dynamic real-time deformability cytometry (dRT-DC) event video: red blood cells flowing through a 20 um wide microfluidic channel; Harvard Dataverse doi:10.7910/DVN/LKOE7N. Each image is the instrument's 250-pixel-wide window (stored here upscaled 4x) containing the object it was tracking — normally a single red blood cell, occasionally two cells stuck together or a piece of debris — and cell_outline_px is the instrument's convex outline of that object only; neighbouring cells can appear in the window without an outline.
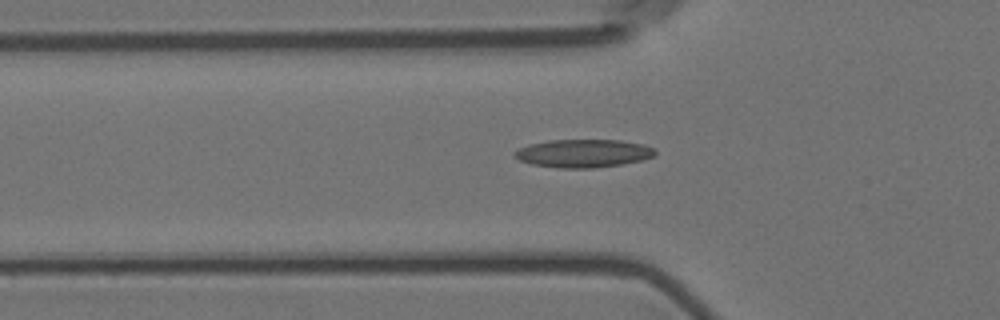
{"species": "Egyptian fruit bat (a non-hibernating species)", "species_latin": "Rousettus aegyptiacus", "temperature_condition": "room temperature", "stored_images_in_passage": 42, "camera_frame_rate_fps": 3000, "um_per_image_px": 0.085, "animal": {"sex": "female"}, "frame": {"image": 1, "passage_image": 9, "time_ms": 2.667, "image_size_px": [1000, 320], "cell_outline_px": [[656, 156], [640, 160], [620, 164], [592, 168], [556, 168], [532, 164], [520, 160], [512, 156], [520, 148], [528, 144], [548, 140], [620, 140], [644, 144], [652, 148], [656, 152]], "centroid_in_image_um": [49.57, 13.03], "position_along_channel_um": 76.2, "area_um2": 22.95}}
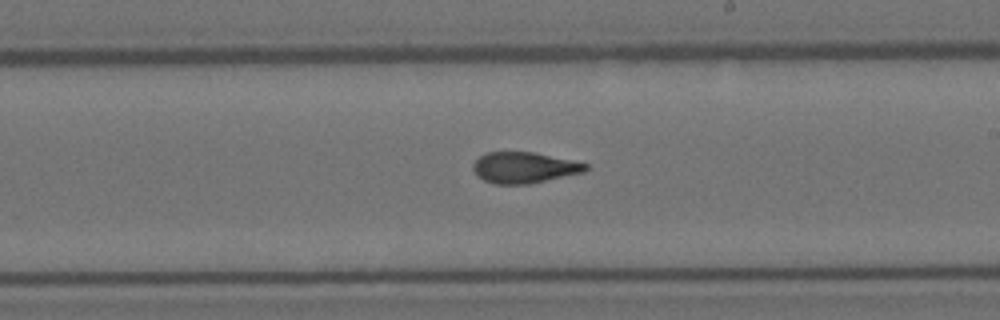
{"frame": {"image": 2, "passage_image": 23, "time_ms": 7.333, "image_size_px": [1000, 320], "cell_outline_px": [[588, 168], [584, 172], [528, 184], [492, 184], [484, 180], [472, 168], [472, 164], [484, 152], [532, 152], [588, 164]], "centroid_in_image_um": [44.52, 14.25], "position_along_channel_um": 244.5, "area_um2": 20.06}}
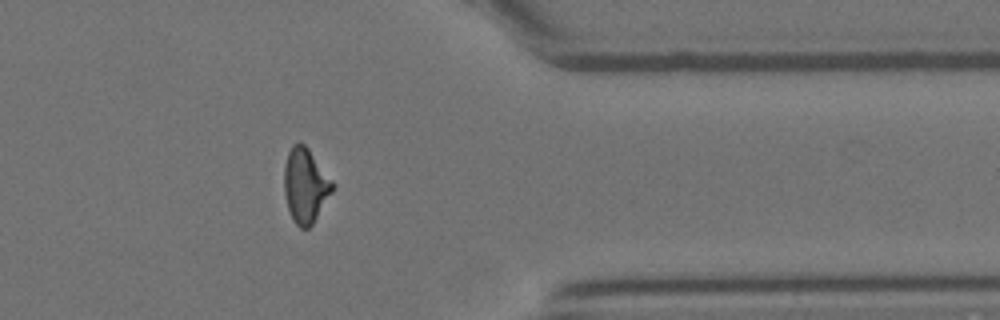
{"frame": {"image": 3, "passage_image": 36, "time_ms": 11.667, "image_size_px": [1000, 320], "cell_outline_px": [[336, 184], [332, 192], [312, 224], [308, 228], [300, 228], [292, 220], [288, 208], [284, 192], [284, 164], [288, 152], [292, 144], [300, 140], [308, 148]], "centroid_in_image_um": [25.95, 15.73], "position_along_channel_um": 385.4, "area_um2": 21.15}, "authors_computed_cell_mechanics": {"area_um2": 21.0103, "velocity_mm_per_s": 3.5905, "shape_relaxation_time_tau1_ms": 10.1573, "shape_relaxation_time_tau2_ms": 1.9013, "deformation_change_tau1": 0.2464, "deformation_change_tau2": 0.087}}